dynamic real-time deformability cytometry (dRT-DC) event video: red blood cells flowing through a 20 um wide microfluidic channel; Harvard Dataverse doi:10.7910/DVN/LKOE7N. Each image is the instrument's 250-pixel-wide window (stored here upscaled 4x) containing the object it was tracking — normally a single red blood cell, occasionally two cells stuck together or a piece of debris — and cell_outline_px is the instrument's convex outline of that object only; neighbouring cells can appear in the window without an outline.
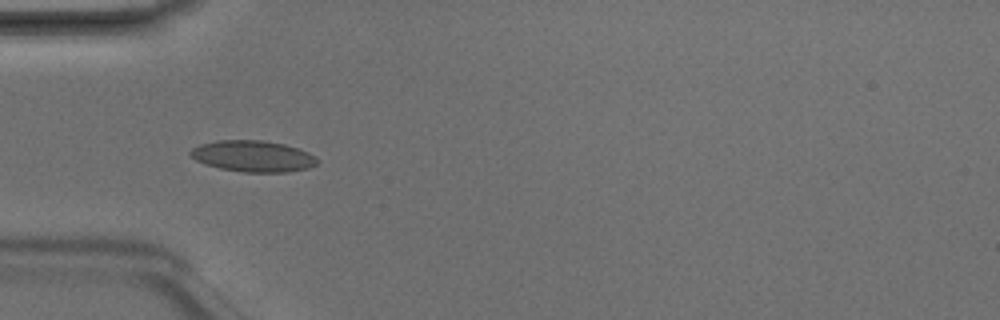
{"species": "Egyptian fruit bat (a non-hibernating species)", "species_latin": "Rousettus aegyptiacus", "temperature_condition": "room temperature", "stored_images_in_passage": 5, "camera_frame_rate_fps": 3000, "um_per_image_px": 0.085, "animal": {"sex": "male"}, "frame": {"image": 1, "passage_image": 5, "time_ms": 1.333, "image_size_px": [1000, 320], "cell_outline_px": [[320, 160], [316, 164], [308, 168], [288, 172], [244, 172], [220, 168], [204, 164], [196, 160], [188, 152], [192, 148], [200, 144], [216, 140], [264, 140], [284, 144], [308, 152], [316, 156]], "centroid_in_image_um": [21.51, 13.27], "position_along_channel_um": 63.5, "area_um2": 23.18}}